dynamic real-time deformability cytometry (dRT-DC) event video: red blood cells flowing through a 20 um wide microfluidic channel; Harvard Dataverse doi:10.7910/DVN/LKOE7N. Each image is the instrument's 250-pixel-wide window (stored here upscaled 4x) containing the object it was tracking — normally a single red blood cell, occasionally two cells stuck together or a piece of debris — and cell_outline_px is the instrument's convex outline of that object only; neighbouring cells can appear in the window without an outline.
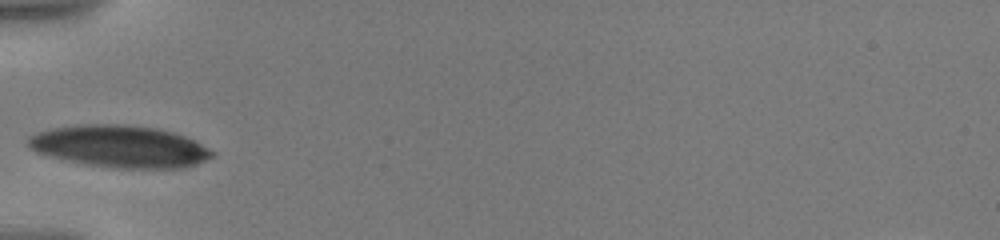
{"species": "human", "species_latin": "Homo sapiens", "temperature_condition": "warm", "stored_images_in_passage": 10, "camera_frame_rate_fps": 3000, "um_per_image_px": 0.085, "donor": {"sex": "male"}, "frame": {"image": 1, "passage_image": 1, "time_ms": 0.0, "image_size_px": [1000, 240], "cell_outline_px": [[216, 152], [212, 156], [196, 164], [184, 168], [116, 168], [84, 164], [36, 152], [28, 148], [28, 136], [36, 132], [52, 128], [80, 124], [124, 124], [156, 128], [172, 132], [184, 136]], "centroid_in_image_um": [10.15, 12.44], "position_along_channel_um": 74.9, "area_um2": 44.97}}
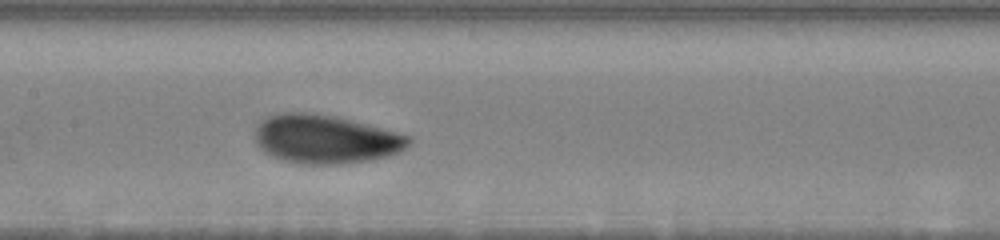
{"frame": {"image": 2, "passage_image": 6, "time_ms": 3.0, "image_size_px": [1000, 240], "cell_outline_px": [[412, 140], [400, 152], [388, 156], [368, 160], [340, 164], [304, 164], [284, 160], [272, 156], [264, 152], [260, 148], [256, 140], [256, 128], [260, 120], [268, 116], [280, 112], [312, 112], [336, 116], [396, 132], [408, 136]], "centroid_in_image_um": [27.64, 11.81], "position_along_channel_um": 179.8, "area_um2": 43.47}}
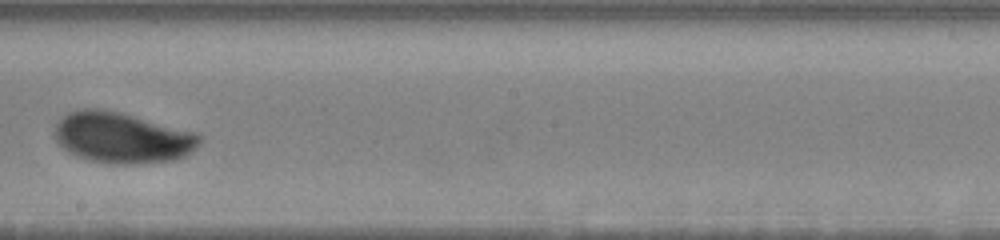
{"frame": {"image": 3, "passage_image": 9, "time_ms": 4.667, "image_size_px": [1000, 240], "cell_outline_px": [[200, 144], [192, 152], [176, 160], [144, 164], [112, 164], [88, 160], [76, 156], [68, 152], [56, 140], [56, 124], [68, 112], [80, 108], [96, 108], [120, 112], [196, 132], [200, 136]], "centroid_in_image_um": [10.41, 11.72], "position_along_channel_um": 237.8, "area_um2": 43.12}}